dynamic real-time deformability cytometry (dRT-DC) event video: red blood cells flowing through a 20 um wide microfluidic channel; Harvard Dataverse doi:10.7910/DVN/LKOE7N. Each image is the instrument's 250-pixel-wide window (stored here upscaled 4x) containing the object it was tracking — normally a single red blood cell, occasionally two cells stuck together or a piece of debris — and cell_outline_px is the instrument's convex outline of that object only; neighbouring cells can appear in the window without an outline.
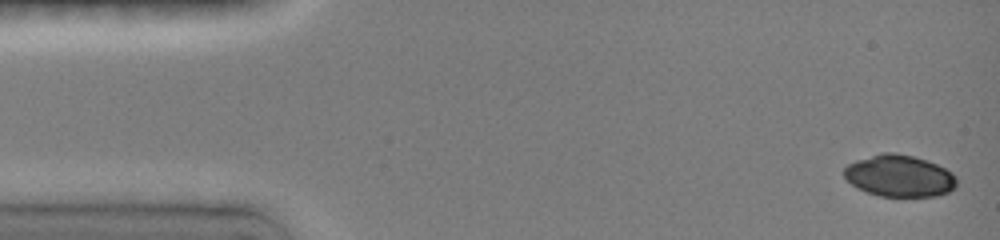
{"species": "common noctule bat (a hibernating species)", "species_latin": "Nyctalus noctula", "temperature_condition": "room temperature", "stored_images_in_passage": 6, "camera_frame_rate_fps": 3000, "um_per_image_px": 0.085, "animal": {"sex": "female", "body_mass_g": 19.0, "forearm_length_mm": 51.5}, "frame": {"image": 1, "passage_image": 1, "time_ms": 0.0, "image_size_px": [1000, 240], "cell_outline_px": [[956, 188], [948, 192], [936, 196], [880, 196], [856, 188], [844, 176], [844, 168], [848, 164], [856, 160], [880, 152], [896, 152], [912, 156], [936, 164], [952, 172], [956, 176]], "centroid_in_image_um": [76.44, 14.94], "position_along_channel_um": 8.6, "area_um2": 27.4}}